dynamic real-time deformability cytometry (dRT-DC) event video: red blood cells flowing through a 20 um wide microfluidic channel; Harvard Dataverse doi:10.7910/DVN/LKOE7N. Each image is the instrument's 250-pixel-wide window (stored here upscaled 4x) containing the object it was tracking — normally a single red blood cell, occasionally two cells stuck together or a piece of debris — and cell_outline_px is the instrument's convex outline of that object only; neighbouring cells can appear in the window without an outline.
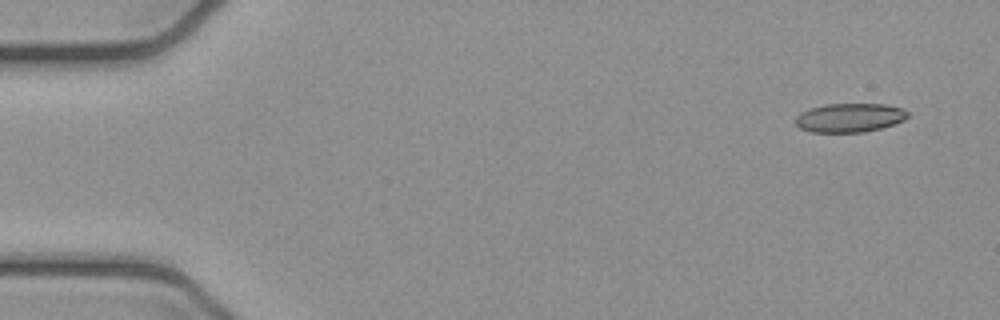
{"species": "common noctule bat (a hibernating species)", "species_latin": "Nyctalus noctula", "temperature_condition": "cold", "stored_images_in_passage": 5, "camera_frame_rate_fps": 3000, "um_per_image_px": 0.085, "animal": {"sex": "female", "body_mass_g": 21.9}, "frame": {"image": 1, "passage_image": 1, "time_ms": 0.0, "image_size_px": [1000, 320], "cell_outline_px": [[908, 116], [904, 120], [880, 128], [864, 132], [812, 132], [800, 128], [796, 124], [796, 116], [800, 112], [824, 104], [884, 104], [904, 108], [908, 112]], "centroid_in_image_um": [72.22, 10.0], "position_along_channel_um": 12.8, "area_um2": 18.84}}
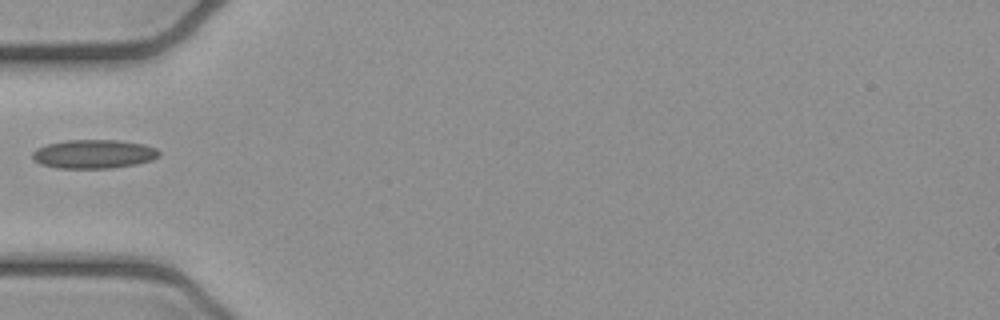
{"frame": {"image": 2, "passage_image": 4, "time_ms": 1.0, "image_size_px": [1000, 320], "cell_outline_px": [[160, 156], [152, 160], [136, 164], [112, 168], [56, 168], [40, 164], [32, 156], [32, 152], [36, 148], [48, 144], [68, 140], [120, 140], [144, 144], [156, 148], [160, 152]], "centroid_in_image_um": [7.99, 13.09], "position_along_channel_um": 77.0, "area_um2": 21.33}}
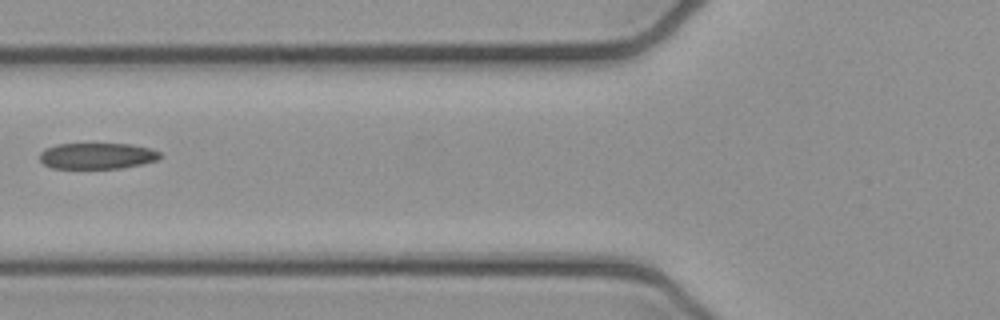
{"frame": {"image": 3, "passage_image": 5, "time_ms": 1.333, "image_size_px": [1000, 320], "cell_outline_px": [[160, 156], [156, 160], [140, 164], [120, 168], [52, 168], [44, 164], [40, 160], [40, 152], [44, 148], [56, 144], [132, 144], [152, 148], [160, 152]], "centroid_in_image_um": [8.23, 13.24], "position_along_channel_um": 117.6, "area_um2": 18.26}}